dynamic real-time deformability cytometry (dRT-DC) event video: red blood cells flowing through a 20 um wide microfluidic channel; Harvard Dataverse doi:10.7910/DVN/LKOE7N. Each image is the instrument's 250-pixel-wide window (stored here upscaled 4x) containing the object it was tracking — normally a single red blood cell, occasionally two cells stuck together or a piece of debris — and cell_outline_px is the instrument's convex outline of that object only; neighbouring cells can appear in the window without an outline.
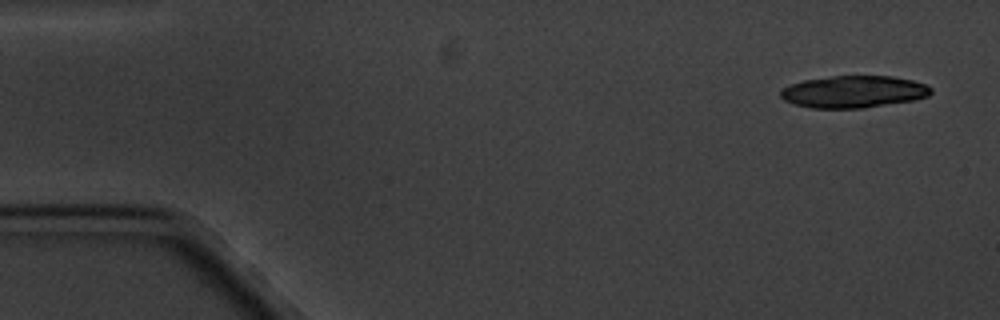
{"species": "common noctule bat (a hibernating species)", "species_latin": "Nyctalus noctula", "temperature_condition": "cold", "stored_images_in_passage": 5, "camera_frame_rate_fps": 3000, "um_per_image_px": 0.085, "animal": {"sex": "male", "body_mass_g": 20.1, "forearm_length_mm": 53.5}, "frame": {"image": 1, "passage_image": 1, "time_ms": 0.0, "image_size_px": [1000, 320], "cell_outline_px": [[932, 92], [928, 96], [916, 100], [864, 108], [812, 108], [796, 104], [784, 100], [780, 96], [780, 88], [804, 80], [832, 76], [892, 76], [912, 80], [924, 84], [932, 88]], "centroid_in_image_um": [72.57, 7.8], "position_along_channel_um": 12.4, "area_um2": 28.15}}